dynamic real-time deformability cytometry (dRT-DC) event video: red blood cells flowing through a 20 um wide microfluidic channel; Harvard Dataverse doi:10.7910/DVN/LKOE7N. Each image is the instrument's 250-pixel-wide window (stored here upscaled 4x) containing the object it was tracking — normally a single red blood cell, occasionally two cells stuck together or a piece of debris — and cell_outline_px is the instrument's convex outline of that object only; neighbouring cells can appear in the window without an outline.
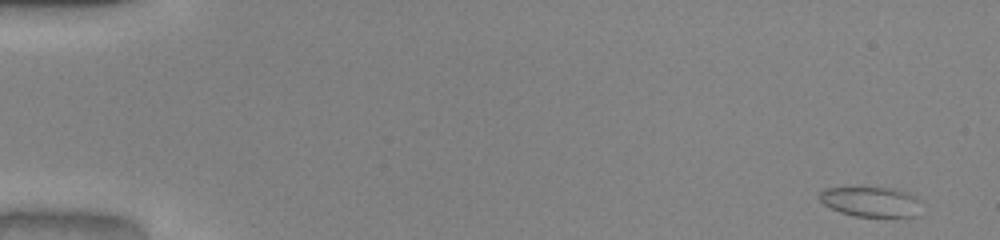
{"species": "common noctule bat (a hibernating species)", "species_latin": "Nyctalus noctula", "temperature_condition": "warm", "stored_images_in_passage": 50, "camera_frame_rate_fps": 3000, "um_per_image_px": 0.085, "animal": {"sex": "male", "body_mass_g": 20.0, "forearm_length_mm": 53.3}, "frame": {"image": 1, "passage_image": 1, "time_ms": 0.0, "image_size_px": [1000, 240], "cell_outline_px": [[920, 216], [852, 216], [840, 212], [824, 204], [816, 196], [824, 188], [892, 188], [908, 192], [916, 196]], "centroid_in_image_um": [74.0, 17.15], "position_along_channel_um": 11.0, "area_um2": 17.69}}
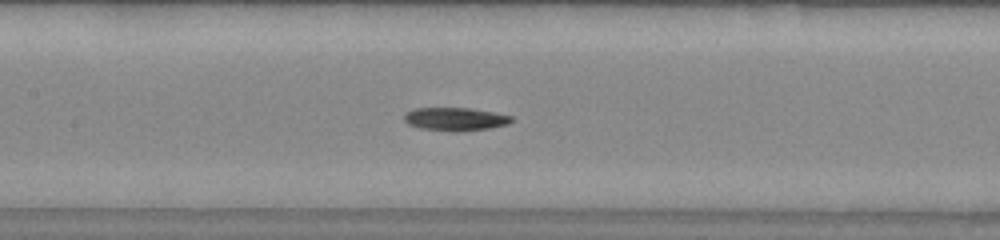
{"frame": {"image": 2, "passage_image": 24, "time_ms": 7.667, "image_size_px": [1000, 240], "cell_outline_px": [[512, 120], [508, 124], [488, 128], [460, 132], [452, 132], [420, 128], [408, 124], [404, 120], [404, 112], [416, 108], [472, 108], [512, 116]], "centroid_in_image_um": [38.66, 10.12], "position_along_channel_um": 168.7, "area_um2": 14.57}}
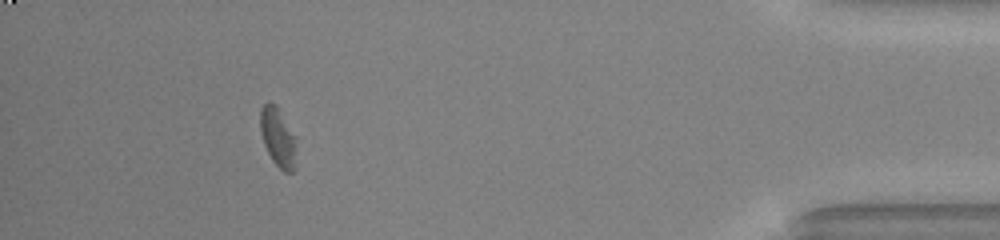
{"frame": {"image": 3, "passage_image": 46, "time_ms": 15.0, "image_size_px": [1000, 240], "cell_outline_px": [[296, 168], [292, 172], [284, 172], [272, 160], [264, 144], [260, 132], [260, 108], [268, 100], [276, 104], [280, 108], [296, 136]], "centroid_in_image_um": [23.65, 11.63], "position_along_channel_um": 411.6, "area_um2": 12.95}, "authors_computed_cell_mechanics": {"area_um2": 14.9124, "velocity_mm_per_s": 4.0354, "shape_relaxation_time_tau1_ms": 8.3215, "shape_relaxation_time_tau2_ms": 3.2846, "deformation_change_tau1": 0.1904, "deformation_change_tau2": 0.1133}}